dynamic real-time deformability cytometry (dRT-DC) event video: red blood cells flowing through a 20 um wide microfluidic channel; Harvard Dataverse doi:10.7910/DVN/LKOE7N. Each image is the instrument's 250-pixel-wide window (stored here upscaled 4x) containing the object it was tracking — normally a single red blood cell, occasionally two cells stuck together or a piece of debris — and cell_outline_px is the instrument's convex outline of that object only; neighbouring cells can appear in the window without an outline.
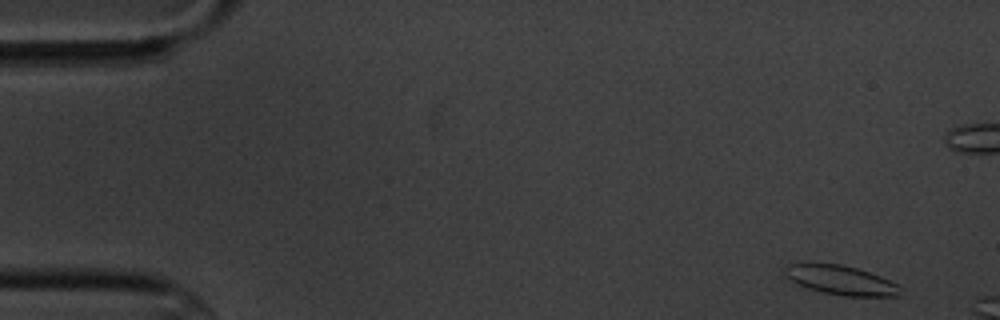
{"species": "common noctule bat (a hibernating species)", "species_latin": "Nyctalus noctula", "temperature_condition": "cold", "stored_images_in_passage": 4, "camera_frame_rate_fps": 3000, "um_per_image_px": 0.085, "animal": {"sex": "male", "body_mass_g": 20.1, "forearm_length_mm": 53.5}, "frame": {"image": 1, "passage_image": 1, "time_ms": 0.0, "image_size_px": [1000, 320], "cell_outline_px": [[900, 296], [844, 296], [824, 292], [808, 288], [796, 284], [784, 276], [784, 268], [788, 264], [840, 264], [856, 268], [880, 276], [896, 284]], "centroid_in_image_um": [71.41, 23.82], "position_along_channel_um": 13.6, "area_um2": 19.31}}